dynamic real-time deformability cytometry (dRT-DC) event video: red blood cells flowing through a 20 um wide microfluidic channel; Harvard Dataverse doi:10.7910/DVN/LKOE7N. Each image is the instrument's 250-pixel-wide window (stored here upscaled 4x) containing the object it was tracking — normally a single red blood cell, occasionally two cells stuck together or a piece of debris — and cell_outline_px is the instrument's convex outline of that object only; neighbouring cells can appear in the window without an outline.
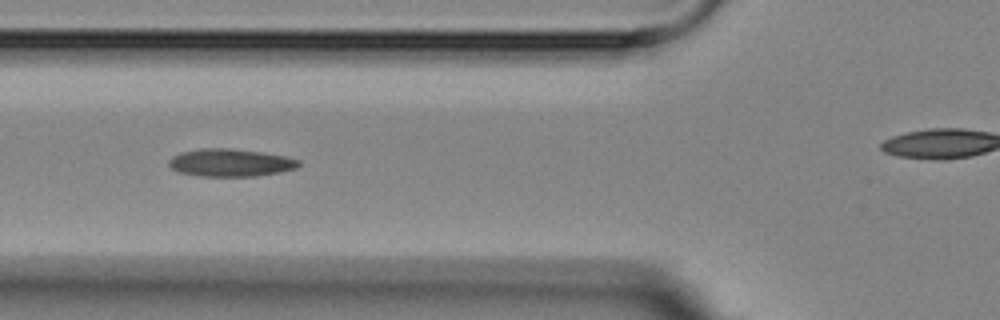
{"species": "Egyptian fruit bat (a non-hibernating species)", "species_latin": "Rousettus aegyptiacus", "temperature_condition": "room temperature", "stored_images_in_passage": 5, "camera_frame_rate_fps": 3000, "um_per_image_px": 0.085, "animal": {"sex": "female"}, "frame": {"image": 1, "passage_image": 4, "time_ms": 4.333, "image_size_px": [1000, 320], "cell_outline_px": [[300, 164], [296, 168], [280, 172], [256, 176], [200, 176], [180, 172], [172, 168], [168, 164], [168, 160], [172, 156], [180, 152], [200, 148], [232, 148], [264, 152], [288, 156], [300, 160]], "centroid_in_image_um": [19.6, 13.81], "position_along_channel_um": 106.2, "area_um2": 21.15}}